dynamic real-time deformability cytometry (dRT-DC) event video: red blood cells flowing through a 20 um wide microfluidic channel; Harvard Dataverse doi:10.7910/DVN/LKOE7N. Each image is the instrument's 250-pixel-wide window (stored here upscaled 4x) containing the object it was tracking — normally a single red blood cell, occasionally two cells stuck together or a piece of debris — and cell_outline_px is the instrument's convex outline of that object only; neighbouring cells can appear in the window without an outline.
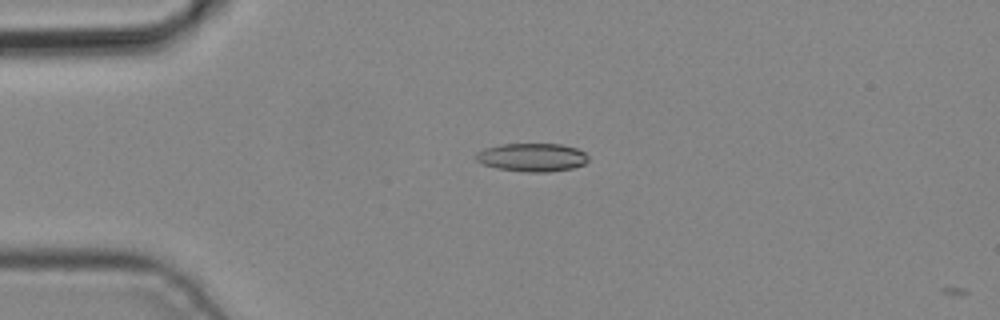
{"species": "common noctule bat (a hibernating species)", "species_latin": "Nyctalus noctula", "temperature_condition": "cold", "stored_images_in_passage": 5, "camera_frame_rate_fps": 3000, "um_per_image_px": 0.085, "animal": {"sex": "male", "body_mass_g": 19.2, "forearm_length_mm": 51.8}, "frame": {"image": 1, "passage_image": 4, "time_ms": 1.0, "image_size_px": [1000, 320], "cell_outline_px": [[588, 160], [584, 164], [572, 168], [548, 172], [524, 172], [496, 168], [484, 164], [476, 160], [476, 152], [484, 148], [500, 144], [560, 144], [576, 148], [584, 152], [588, 156]], "centroid_in_image_um": [45.21, 13.37], "position_along_channel_um": 39.8, "area_um2": 18.55}}